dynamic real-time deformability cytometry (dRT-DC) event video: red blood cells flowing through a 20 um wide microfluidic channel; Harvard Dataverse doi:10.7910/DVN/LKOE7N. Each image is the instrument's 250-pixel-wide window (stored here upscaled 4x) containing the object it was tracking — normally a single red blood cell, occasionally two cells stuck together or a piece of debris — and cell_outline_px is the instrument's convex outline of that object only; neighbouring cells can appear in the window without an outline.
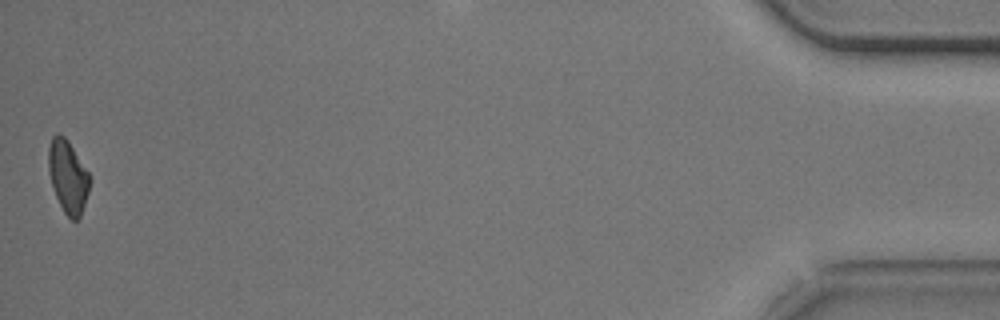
{"species": "common noctule bat (a hibernating species)", "species_latin": "Nyctalus noctula", "temperature_condition": "cold", "stored_images_in_passage": 35, "camera_frame_rate_fps": 3000, "um_per_image_px": 0.085, "animal": {"sex": "male", "body_mass_g": 20.5, "forearm_length_mm": 52.5}, "frame": {"image": 1, "passage_image": 35, "time_ms": 11.333, "image_size_px": [1000, 320], "cell_outline_px": [[92, 180], [80, 216], [76, 220], [72, 220], [64, 212], [56, 196], [48, 172], [48, 148], [52, 136], [56, 132], [64, 136], [68, 140], [88, 172]], "centroid_in_image_um": [5.77, 14.97], "position_along_channel_um": 429.4, "area_um2": 17.4}}